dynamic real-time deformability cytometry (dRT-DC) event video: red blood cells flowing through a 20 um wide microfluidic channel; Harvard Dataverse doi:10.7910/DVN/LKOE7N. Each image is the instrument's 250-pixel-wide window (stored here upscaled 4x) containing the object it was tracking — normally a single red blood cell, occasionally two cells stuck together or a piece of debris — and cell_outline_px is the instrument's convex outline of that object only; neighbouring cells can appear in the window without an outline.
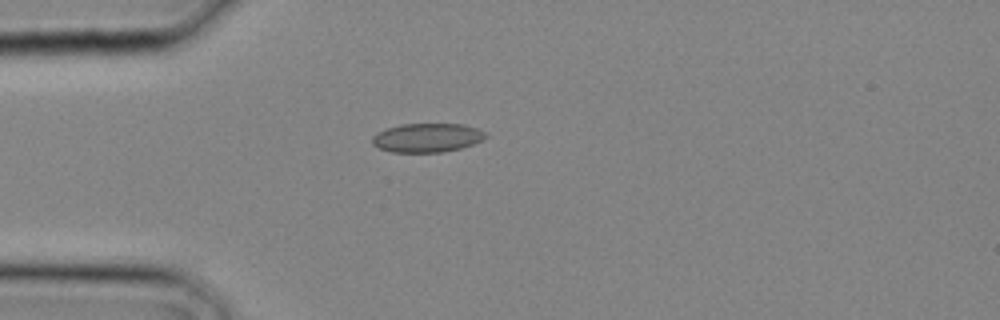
{"species": "common noctule bat (a hibernating species)", "species_latin": "Nyctalus noctula", "temperature_condition": "cold", "stored_images_in_passage": 22, "camera_frame_rate_fps": 3000, "um_per_image_px": 0.085, "animal": {"sex": "male", "body_mass_g": 20.4}, "frame": {"image": 1, "passage_image": 3, "time_ms": 0.667, "image_size_px": [1000, 320], "cell_outline_px": [[488, 136], [484, 140], [460, 148], [444, 152], [392, 152], [380, 148], [372, 144], [372, 136], [376, 132], [400, 124], [464, 124], [476, 128], [484, 132]], "centroid_in_image_um": [36.3, 11.7], "position_along_channel_um": 48.7, "area_um2": 19.13}}
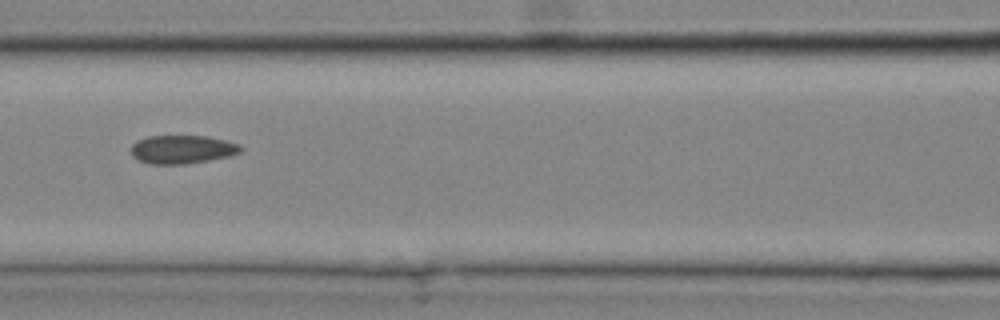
{"frame": {"image": 2, "passage_image": 8, "time_ms": 2.333, "image_size_px": [1000, 320], "cell_outline_px": [[244, 148], [240, 152], [228, 156], [208, 160], [184, 164], [148, 164], [132, 156], [132, 144], [136, 140], [148, 136], [208, 136], [240, 144]], "centroid_in_image_um": [15.48, 12.69], "position_along_channel_um": 151.1, "area_um2": 18.15}}
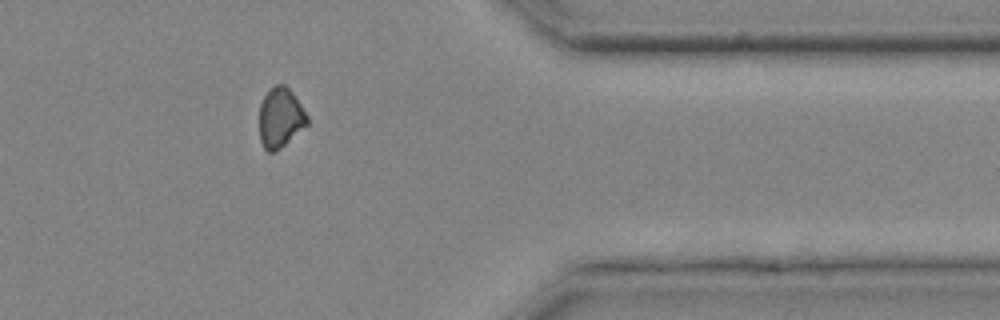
{"frame": {"image": 3, "passage_image": 19, "time_ms": 6.0, "image_size_px": [1000, 320], "cell_outline_px": [[308, 124], [280, 148], [272, 152], [268, 152], [264, 148], [260, 140], [260, 104], [264, 96], [272, 84], [284, 84], [292, 92], [308, 116]], "centroid_in_image_um": [23.82, 9.98], "position_along_channel_um": 387.6, "area_um2": 16.59}}